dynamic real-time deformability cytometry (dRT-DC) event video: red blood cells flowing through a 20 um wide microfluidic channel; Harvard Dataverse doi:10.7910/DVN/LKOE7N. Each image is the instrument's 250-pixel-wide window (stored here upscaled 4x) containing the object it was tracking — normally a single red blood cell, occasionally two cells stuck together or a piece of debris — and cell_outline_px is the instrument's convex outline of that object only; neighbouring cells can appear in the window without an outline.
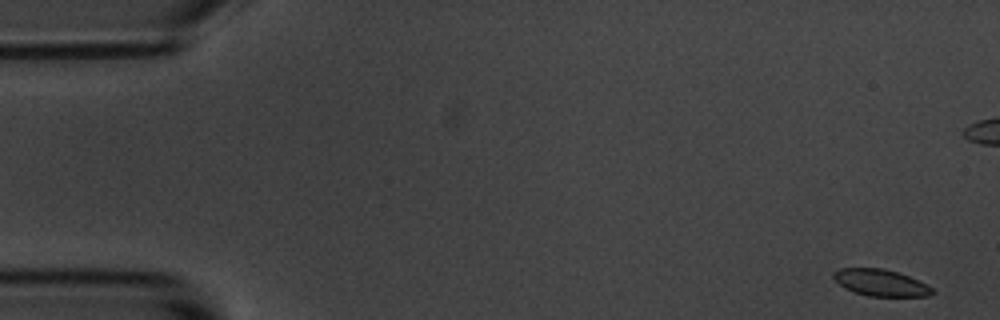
{"species": "common noctule bat (a hibernating species)", "species_latin": "Nyctalus noctula", "temperature_condition": "room temperature", "stored_images_in_passage": 5, "camera_frame_rate_fps": 3000, "um_per_image_px": 0.085, "animal": {"sex": "male", "body_mass_g": 20.1, "forearm_length_mm": 53.5}, "frame": {"image": 1, "passage_image": 1, "time_ms": 0.0, "image_size_px": [1000, 320], "cell_outline_px": [[936, 292], [928, 296], [868, 296], [844, 288], [832, 276], [832, 272], [840, 268], [884, 268], [908, 276], [932, 288]], "centroid_in_image_um": [74.83, 24.03], "position_along_channel_um": 10.2, "area_um2": 15.14}}